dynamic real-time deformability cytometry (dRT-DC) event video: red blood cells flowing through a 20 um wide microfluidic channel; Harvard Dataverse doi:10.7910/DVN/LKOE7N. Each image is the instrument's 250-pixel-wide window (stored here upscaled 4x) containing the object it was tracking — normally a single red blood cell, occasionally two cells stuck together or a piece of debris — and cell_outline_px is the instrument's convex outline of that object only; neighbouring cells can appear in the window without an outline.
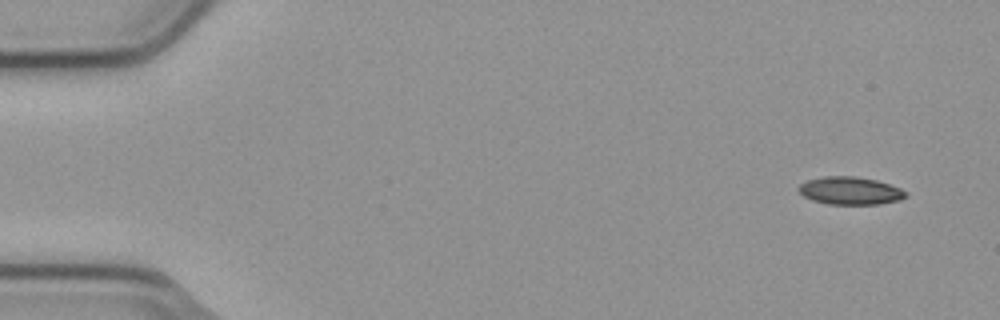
{"species": "common noctule bat (a hibernating species)", "species_latin": "Nyctalus noctula", "temperature_condition": "cold", "stored_images_in_passage": 10, "camera_frame_rate_fps": 3000, "um_per_image_px": 0.085, "animal": {"sex": "male", "body_mass_g": 23.1, "forearm_length_mm": 52.7}, "frame": {"image": 1, "passage_image": 1, "time_ms": 0.0, "image_size_px": [1000, 320], "cell_outline_px": [[908, 196], [900, 200], [880, 204], [828, 204], [812, 200], [804, 196], [796, 188], [800, 184], [808, 180], [824, 176], [856, 176], [876, 180], [900, 188], [908, 192]], "centroid_in_image_um": [72.28, 16.21], "position_along_channel_um": 12.7, "area_um2": 17.4}}
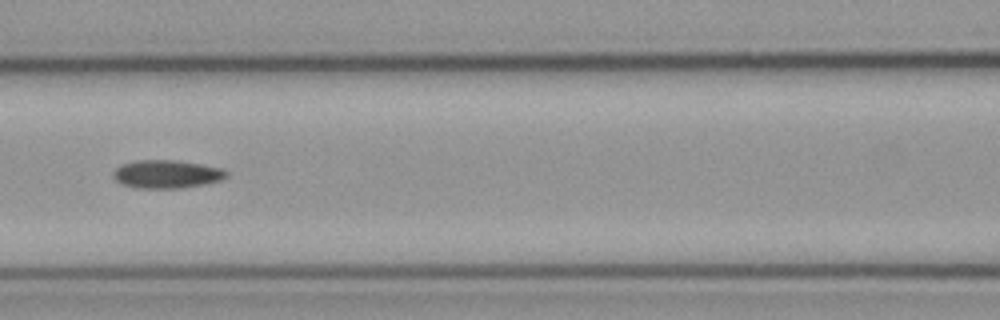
{"frame": {"image": 2, "passage_image": 7, "time_ms": 2.0, "image_size_px": [1000, 320], "cell_outline_px": [[228, 176], [220, 180], [204, 184], [180, 188], [136, 188], [124, 184], [116, 180], [112, 176], [112, 172], [116, 168], [124, 164], [136, 160], [172, 160], [200, 164], [220, 168], [228, 172]], "centroid_in_image_um": [14.16, 14.8], "position_along_channel_um": 152.4, "area_um2": 18.38}}
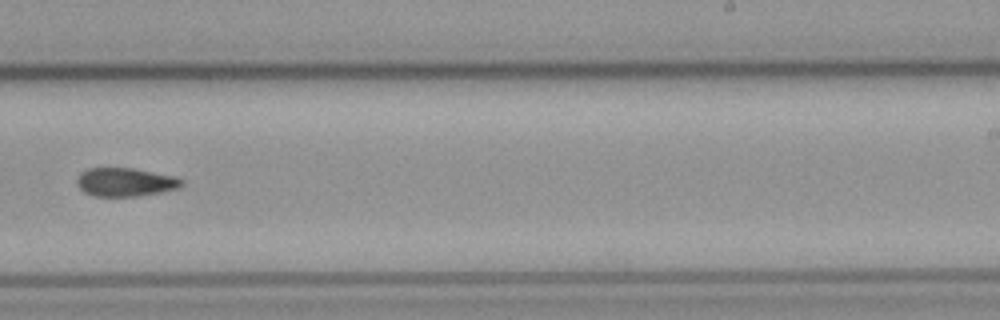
{"frame": {"image": 3, "passage_image": 10, "time_ms": 3.0, "image_size_px": [1000, 320], "cell_outline_px": [[184, 184], [180, 188], [160, 192], [136, 196], [96, 196], [84, 192], [76, 184], [76, 180], [80, 172], [88, 168], [132, 168], [176, 176], [184, 180]], "centroid_in_image_um": [10.67, 15.47], "position_along_channel_um": 278.3, "area_um2": 17.51}}